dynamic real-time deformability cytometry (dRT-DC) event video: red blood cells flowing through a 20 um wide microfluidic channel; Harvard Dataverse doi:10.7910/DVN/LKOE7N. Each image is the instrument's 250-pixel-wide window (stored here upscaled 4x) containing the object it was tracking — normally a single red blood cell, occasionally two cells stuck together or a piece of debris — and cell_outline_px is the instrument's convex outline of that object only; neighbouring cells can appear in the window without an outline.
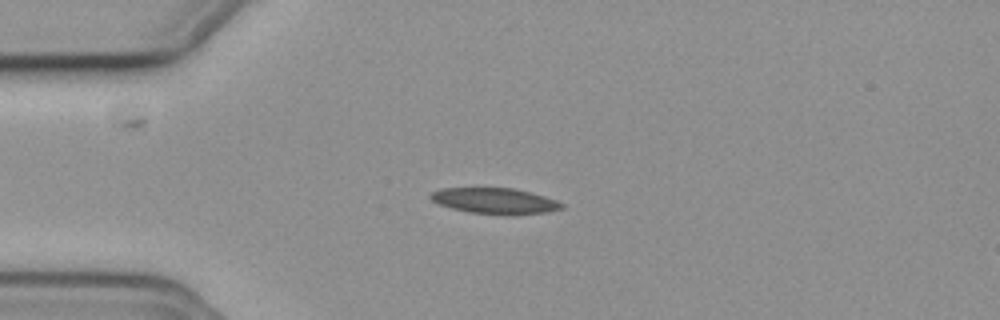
{"species": "common noctule bat (a hibernating species)", "species_latin": "Nyctalus noctula", "temperature_condition": "cold", "stored_images_in_passage": 43, "camera_frame_rate_fps": 3000, "um_per_image_px": 0.085, "animal": {"sex": "female", "body_mass_g": 19.3, "forearm_length_mm": 54.1}, "frame": {"image": 1, "passage_image": 2, "time_ms": 0.333, "image_size_px": [1000, 320], "cell_outline_px": [[564, 208], [544, 212], [516, 216], [508, 216], [468, 212], [452, 208], [440, 204], [432, 200], [428, 196], [432, 192], [440, 188], [512, 188], [544, 196], [556, 200], [564, 204]], "centroid_in_image_um": [42.07, 17.09], "position_along_channel_um": 42.9, "area_um2": 19.88}}
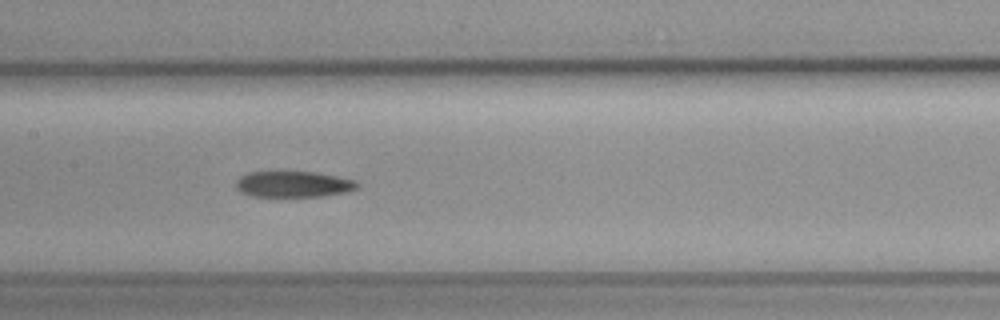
{"frame": {"image": 2, "passage_image": 15, "time_ms": 4.667, "image_size_px": [1000, 320], "cell_outline_px": [[360, 184], [356, 188], [348, 192], [324, 196], [252, 196], [240, 192], [236, 188], [236, 180], [240, 176], [248, 172], [316, 172], [356, 180]], "centroid_in_image_um": [24.95, 15.66], "position_along_channel_um": 182.5, "area_um2": 18.44}}
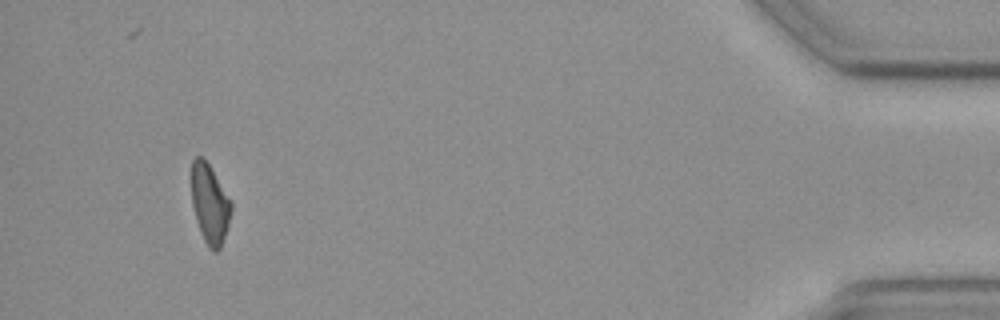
{"frame": {"image": 3, "passage_image": 40, "time_ms": 13.0, "image_size_px": [1000, 320], "cell_outline_px": [[232, 208], [228, 228], [220, 248], [216, 252], [212, 252], [208, 248], [200, 232], [192, 204], [192, 160], [196, 156], [200, 156], [208, 164], [232, 204]], "centroid_in_image_um": [17.83, 17.39], "position_along_channel_um": 417.4, "area_um2": 18.03}}